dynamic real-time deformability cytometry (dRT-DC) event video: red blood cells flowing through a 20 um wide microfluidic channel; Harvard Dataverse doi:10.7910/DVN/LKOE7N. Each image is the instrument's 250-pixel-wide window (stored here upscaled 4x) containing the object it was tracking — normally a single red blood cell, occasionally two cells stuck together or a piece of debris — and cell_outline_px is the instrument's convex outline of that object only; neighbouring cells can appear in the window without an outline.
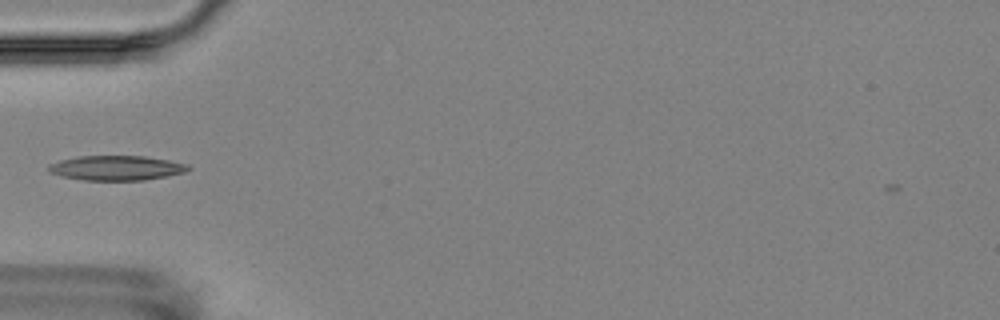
{"species": "Egyptian fruit bat (a non-hibernating species)", "species_latin": "Rousettus aegyptiacus", "temperature_condition": "room temperature", "stored_images_in_passage": 15, "camera_frame_rate_fps": 3000, "um_per_image_px": 0.085, "animal": {"sex": "female"}, "frame": {"image": 1, "passage_image": 4, "time_ms": 3.333, "image_size_px": [1000, 320], "cell_outline_px": [[192, 168], [184, 172], [144, 180], [84, 180], [60, 176], [48, 172], [48, 164], [60, 160], [76, 156], [144, 156], [168, 160], [188, 164]], "centroid_in_image_um": [9.85, 14.27], "position_along_channel_um": 75.2, "area_um2": 20.11}}
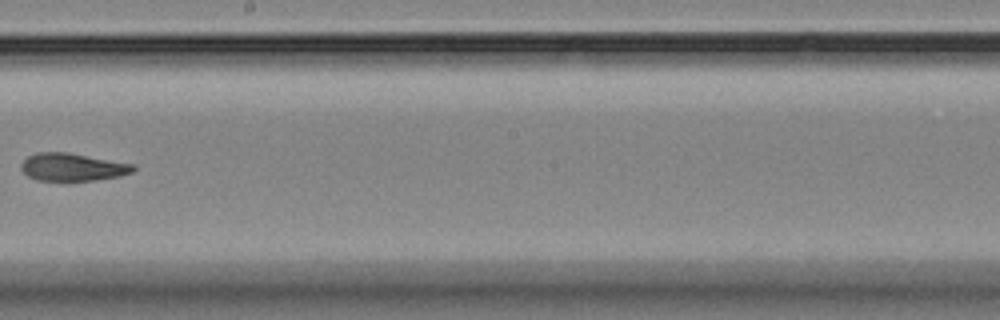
{"frame": {"image": 2, "passage_image": 8, "time_ms": 8.0, "image_size_px": [1000, 320], "cell_outline_px": [[136, 168], [132, 172], [120, 176], [92, 180], [36, 180], [28, 176], [20, 168], [20, 164], [28, 156], [36, 152], [68, 152], [136, 164]], "centroid_in_image_um": [6.17, 14.19], "position_along_channel_um": 242.0, "area_um2": 18.15}}
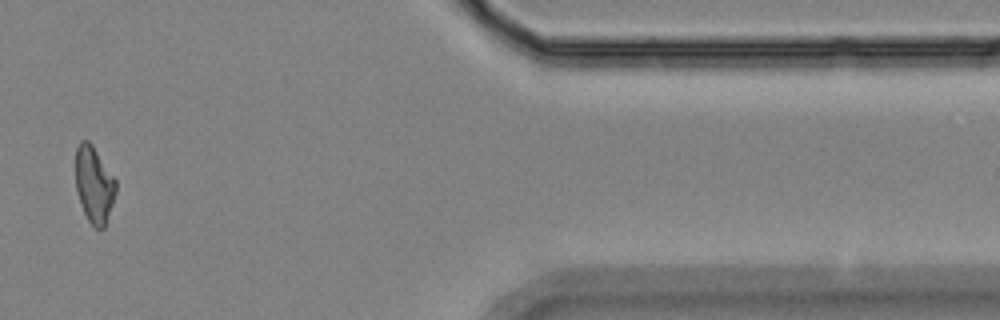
{"frame": {"image": 3, "passage_image": 13, "time_ms": 13.667, "image_size_px": [1000, 320], "cell_outline_px": [[116, 192], [104, 228], [96, 228], [88, 220], [80, 204], [76, 188], [76, 148], [80, 140], [88, 140], [92, 144], [116, 180]], "centroid_in_image_um": [7.99, 15.67], "position_along_channel_um": 403.4, "area_um2": 17.8}, "authors_computed_cell_mechanics": {"area_um2": 19.074, "velocity_mm_per_s": 3.5717, "shape_relaxation_time_tau1_ms": 9.1401, "shape_relaxation_time_tau2_ms": 4.1637, "deformation_change_tau1": 0.2263, "deformation_change_tau2": 0.1261}}